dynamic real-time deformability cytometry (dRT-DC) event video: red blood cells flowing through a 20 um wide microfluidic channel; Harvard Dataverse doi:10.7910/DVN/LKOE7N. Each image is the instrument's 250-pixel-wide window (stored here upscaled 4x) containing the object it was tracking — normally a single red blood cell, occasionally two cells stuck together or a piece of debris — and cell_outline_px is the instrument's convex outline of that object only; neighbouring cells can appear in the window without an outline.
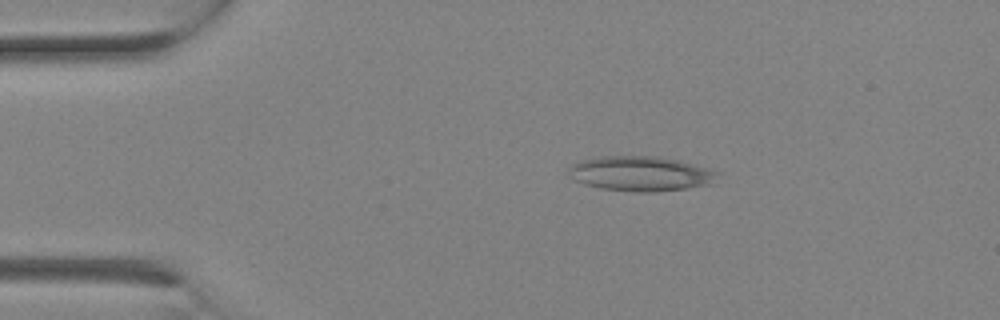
{"species": "Egyptian fruit bat (a non-hibernating species)", "species_latin": "Rousettus aegyptiacus", "temperature_condition": "room temperature", "stored_images_in_passage": 1, "camera_frame_rate_fps": 3000, "um_per_image_px": 0.085, "animal": {"sex": "female"}, "frame": {"image": 1, "passage_image": 1, "time_ms": 0.0, "image_size_px": [1000, 320], "cell_outline_px": [[720, 172], [712, 184], [688, 188], [656, 192], [636, 192], [600, 188], [584, 184], [568, 176], [568, 168], [572, 164], [580, 160], [600, 156], [656, 156], [680, 160], [708, 168]], "centroid_in_image_um": [54.45, 14.76], "position_along_channel_um": 30.5, "area_um2": 30.52}}